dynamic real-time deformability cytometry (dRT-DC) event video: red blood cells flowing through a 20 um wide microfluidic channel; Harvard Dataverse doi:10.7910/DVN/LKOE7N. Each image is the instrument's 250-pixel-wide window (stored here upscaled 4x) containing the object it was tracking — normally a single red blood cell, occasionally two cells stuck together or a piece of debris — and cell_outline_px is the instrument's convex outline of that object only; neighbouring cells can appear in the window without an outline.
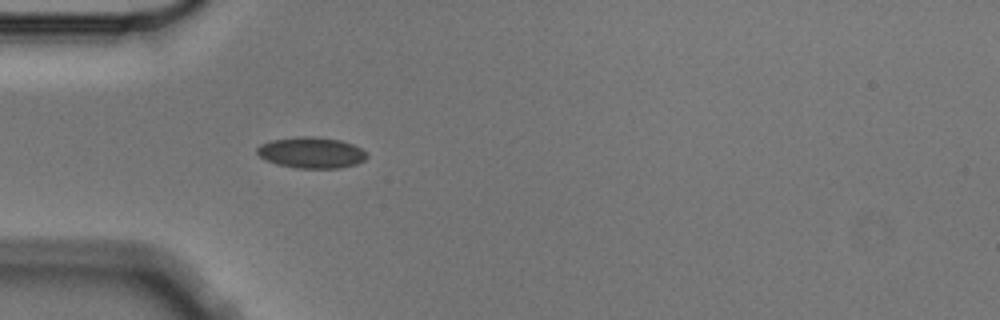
{"species": "Egyptian fruit bat (a non-hibernating species)", "species_latin": "Rousettus aegyptiacus", "temperature_condition": "cold", "stored_images_in_passage": 4, "camera_frame_rate_fps": 3000, "um_per_image_px": 0.085, "animal": {"sex": "male"}, "frame": {"image": 1, "passage_image": 4, "time_ms": 1.0, "image_size_px": [1000, 320], "cell_outline_px": [[368, 156], [364, 160], [356, 164], [340, 168], [296, 168], [276, 164], [260, 156], [256, 152], [256, 148], [260, 144], [272, 140], [296, 136], [312, 136], [340, 140], [352, 144], [368, 152]], "centroid_in_image_um": [26.47, 12.97], "position_along_channel_um": 58.5, "area_um2": 19.94}}